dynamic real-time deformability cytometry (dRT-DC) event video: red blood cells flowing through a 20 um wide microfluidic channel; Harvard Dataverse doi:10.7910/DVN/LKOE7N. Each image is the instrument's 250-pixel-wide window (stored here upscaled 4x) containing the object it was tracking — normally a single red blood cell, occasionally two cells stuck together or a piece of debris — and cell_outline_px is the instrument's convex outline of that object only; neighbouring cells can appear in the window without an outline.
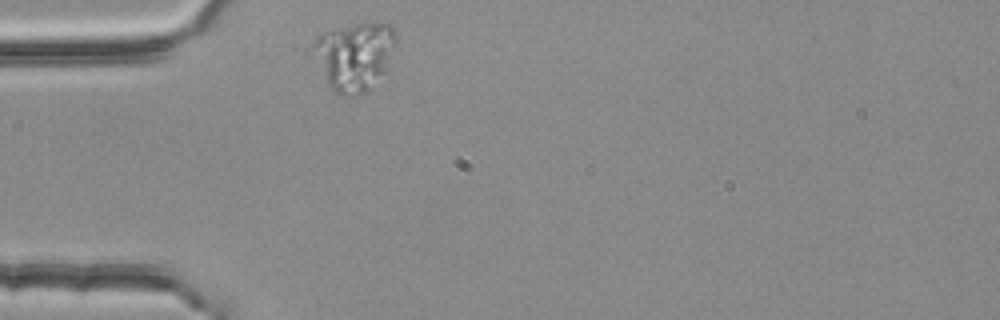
{"species": "common noctule bat (a hibernating species)", "species_latin": "Nyctalus noctula", "temperature_condition": "room temperature", "stored_images_in_passage": 1, "camera_frame_rate_fps": 3000, "um_per_image_px": 0.085, "animal": {"sex": "female", "body_mass_g": 25.1}, "frame": {"image": 1, "passage_image": 1, "time_ms": 0.0, "image_size_px": [1000, 320], "cell_outline_px": [[396, 40], [388, 72], [368, 92], [352, 96], [344, 96], [336, 92], [328, 84], [308, 56], [308, 52], [316, 36], [324, 32], [336, 28], [356, 24], [392, 24], [396, 32]], "centroid_in_image_um": [30.09, 4.8], "position_along_channel_um": 54.9, "area_um2": 34.22}}